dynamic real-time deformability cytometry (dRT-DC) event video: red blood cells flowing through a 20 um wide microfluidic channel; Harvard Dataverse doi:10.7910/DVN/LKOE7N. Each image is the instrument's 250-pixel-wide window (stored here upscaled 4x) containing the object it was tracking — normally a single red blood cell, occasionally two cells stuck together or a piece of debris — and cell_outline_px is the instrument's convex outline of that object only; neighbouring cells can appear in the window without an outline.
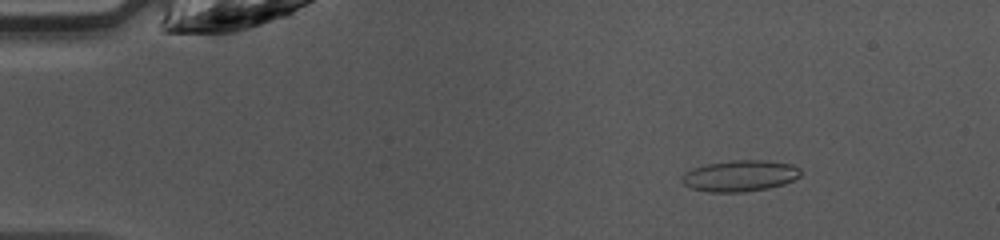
{"species": "common noctule bat (a hibernating species)", "species_latin": "Nyctalus noctula", "temperature_condition": "warm", "stored_images_in_passage": 47, "camera_frame_rate_fps": 3000, "um_per_image_px": 0.085, "animal": {"sex": "female", "body_mass_g": 10.0, "forearm_length_mm": 53.1}, "frame": {"image": 1, "passage_image": 7, "time_ms": 2.0, "image_size_px": [1000, 240], "cell_outline_px": [[800, 176], [784, 184], [768, 188], [744, 192], [708, 192], [692, 188], [684, 184], [680, 180], [680, 176], [684, 172], [692, 168], [708, 164], [728, 160], [768, 160], [792, 164], [800, 168]], "centroid_in_image_um": [62.87, 14.94], "position_along_channel_um": 22.1, "area_um2": 21.79}}
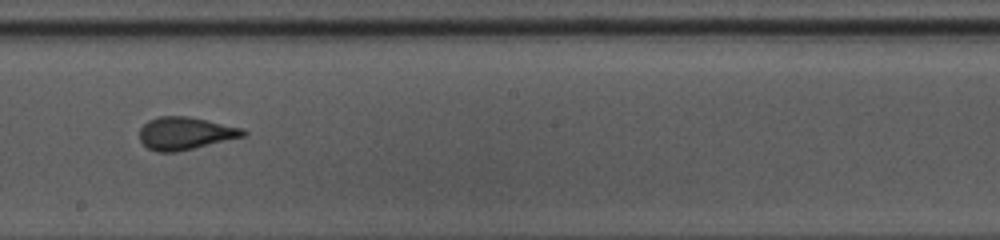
{"frame": {"image": 2, "passage_image": 27, "time_ms": 8.667, "image_size_px": [1000, 240], "cell_outline_px": [[248, 132], [244, 136], [176, 152], [156, 152], [148, 148], [140, 140], [140, 128], [148, 120], [160, 116], [188, 116], [244, 128]], "centroid_in_image_um": [15.74, 11.32], "position_along_channel_um": 232.5, "area_um2": 19.59}}
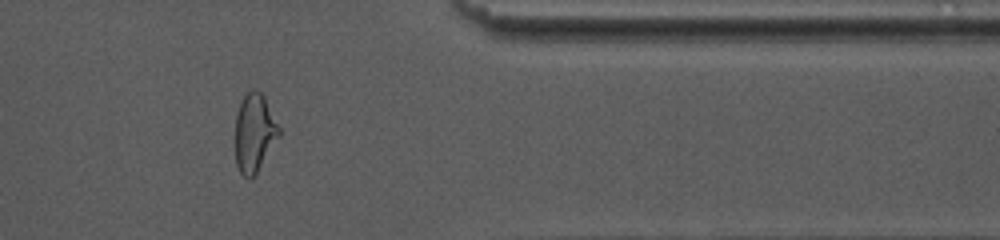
{"frame": {"image": 3, "passage_image": 39, "time_ms": 12.667, "image_size_px": [1000, 240], "cell_outline_px": [[280, 136], [252, 180], [248, 180], [240, 172], [236, 164], [236, 112], [244, 96], [252, 88], [260, 92], [264, 96], [280, 128]], "centroid_in_image_um": [21.63, 11.32], "position_along_channel_um": 389.8, "area_um2": 20.0}, "authors_computed_cell_mechanics": {"area_um2": 20.23, "velocity_mm_per_s": 4.2724, "shape_relaxation_time_tau1_ms": 6.9308, "shape_relaxation_time_tau2_ms": 0.7453, "deformation_change_tau1": 0.2044, "deformation_change_tau2": 0.0515}}